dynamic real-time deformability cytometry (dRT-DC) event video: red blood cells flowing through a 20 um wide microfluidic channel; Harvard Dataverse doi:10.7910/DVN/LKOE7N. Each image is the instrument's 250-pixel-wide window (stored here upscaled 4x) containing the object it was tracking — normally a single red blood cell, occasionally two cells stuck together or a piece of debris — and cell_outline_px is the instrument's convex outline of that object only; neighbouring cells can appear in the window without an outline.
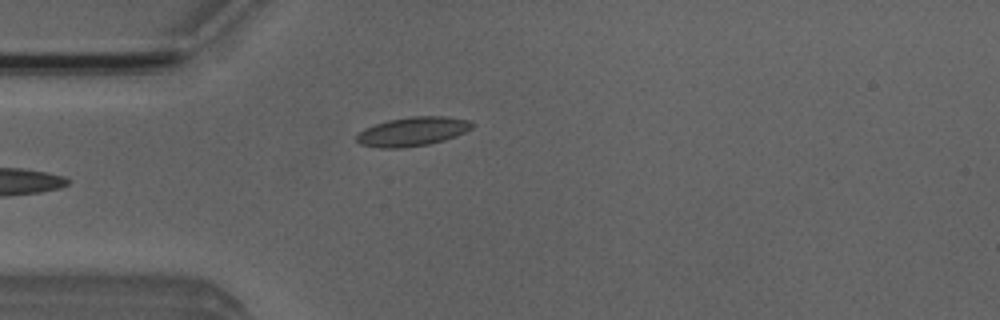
{"species": "Egyptian fruit bat (a non-hibernating species)", "species_latin": "Rousettus aegyptiacus", "temperature_condition": "room temperature", "stored_images_in_passage": 5, "camera_frame_rate_fps": 3000, "um_per_image_px": 0.085, "animal": {"sex": "male"}, "frame": {"image": 1, "passage_image": 5, "time_ms": 5.333, "image_size_px": [1000, 320], "cell_outline_px": [[476, 124], [472, 128], [456, 136], [444, 140], [428, 144], [400, 148], [384, 148], [360, 144], [356, 140], [356, 136], [364, 128], [388, 120], [412, 116], [444, 116], [468, 120]], "centroid_in_image_um": [35.08, 11.17], "position_along_channel_um": 49.9, "area_um2": 19.42}}